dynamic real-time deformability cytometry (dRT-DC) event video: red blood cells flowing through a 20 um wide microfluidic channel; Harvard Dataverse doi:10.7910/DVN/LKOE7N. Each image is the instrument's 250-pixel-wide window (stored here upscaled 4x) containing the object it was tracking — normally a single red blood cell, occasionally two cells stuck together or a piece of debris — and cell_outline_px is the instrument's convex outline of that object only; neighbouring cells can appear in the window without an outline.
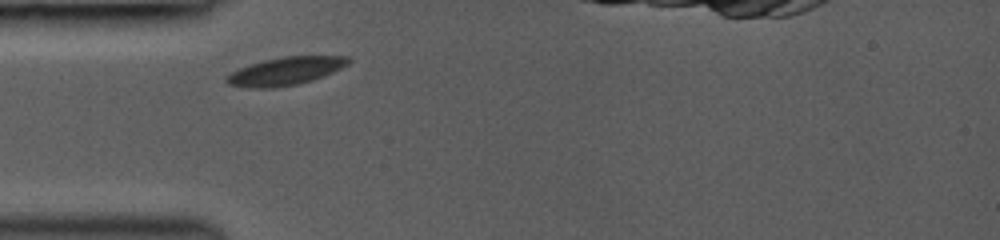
{"species": "common noctule bat (a hibernating species)", "species_latin": "Nyctalus noctula", "temperature_condition": "room temperature", "stored_images_in_passage": 2, "camera_frame_rate_fps": 3000, "um_per_image_px": 0.085, "animal": {"sex": "female", "body_mass_g": 19.0, "forearm_length_mm": 53.3}, "frame": {"image": 1, "passage_image": 1, "time_ms": 0.0, "image_size_px": [1000, 240], "cell_outline_px": [[352, 60], [348, 64], [324, 76], [312, 80], [296, 84], [272, 88], [252, 88], [228, 84], [224, 80], [232, 72], [240, 68], [264, 60], [280, 56], [352, 56]], "centroid_in_image_um": [24.3, 6.03], "position_along_channel_um": 60.7, "area_um2": 19.71}}